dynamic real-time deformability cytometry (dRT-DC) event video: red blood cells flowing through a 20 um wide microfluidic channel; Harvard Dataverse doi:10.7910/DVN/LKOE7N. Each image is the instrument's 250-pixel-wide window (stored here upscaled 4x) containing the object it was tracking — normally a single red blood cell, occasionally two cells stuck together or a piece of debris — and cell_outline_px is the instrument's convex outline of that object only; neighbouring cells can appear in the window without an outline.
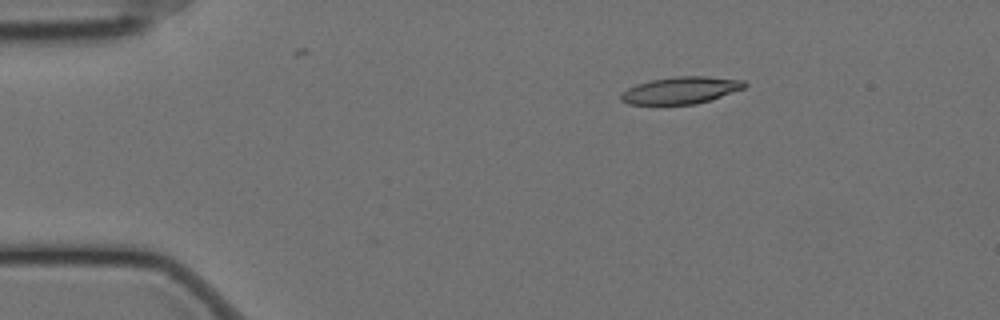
{"species": "Egyptian fruit bat (a non-hibernating species)", "species_latin": "Rousettus aegyptiacus", "temperature_condition": "cold", "stored_images_in_passage": 50, "camera_frame_rate_fps": 3000, "um_per_image_px": 0.085, "animal": {"sex": "female"}, "frame": {"image": 1, "passage_image": 1, "time_ms": 0.0, "image_size_px": [1000, 320], "cell_outline_px": [[748, 84], [744, 88], [696, 104], [628, 104], [620, 100], [620, 96], [628, 88], [636, 84], [652, 80], [672, 76], [708, 76], [744, 80]], "centroid_in_image_um": [57.87, 7.66], "position_along_channel_um": 27.1, "area_um2": 19.31}}
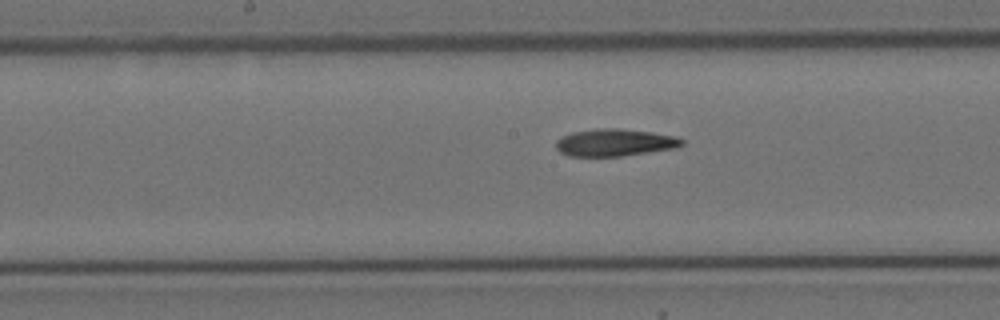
{"frame": {"image": 2, "passage_image": 21, "time_ms": 6.667, "image_size_px": [1000, 320], "cell_outline_px": [[684, 144], [676, 148], [620, 156], [568, 156], [560, 152], [556, 148], [556, 140], [560, 136], [572, 132], [600, 128], [620, 128], [652, 132], [676, 136], [684, 140]], "centroid_in_image_um": [52.25, 12.11], "position_along_channel_um": 196.0, "area_um2": 20.11}}
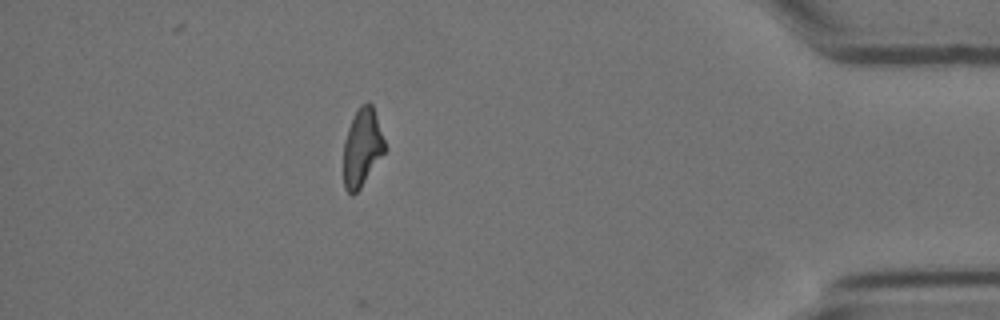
{"frame": {"image": 3, "passage_image": 43, "time_ms": 14.0, "image_size_px": [1000, 320], "cell_outline_px": [[384, 152], [360, 188], [352, 196], [344, 188], [344, 140], [348, 128], [360, 104], [368, 100], [372, 104], [384, 140]], "centroid_in_image_um": [30.76, 12.53], "position_along_channel_um": 404.4, "area_um2": 18.32}, "authors_computed_cell_mechanics": {"area_um2": 19.7676, "velocity_mm_per_s": 3.4611, "shape_relaxation_time_tau1_ms": 7.924, "shape_relaxation_time_tau2_ms": 7.4705, "deformation_change_tau1": 0.1939, "deformation_change_tau2": 0.1776}}